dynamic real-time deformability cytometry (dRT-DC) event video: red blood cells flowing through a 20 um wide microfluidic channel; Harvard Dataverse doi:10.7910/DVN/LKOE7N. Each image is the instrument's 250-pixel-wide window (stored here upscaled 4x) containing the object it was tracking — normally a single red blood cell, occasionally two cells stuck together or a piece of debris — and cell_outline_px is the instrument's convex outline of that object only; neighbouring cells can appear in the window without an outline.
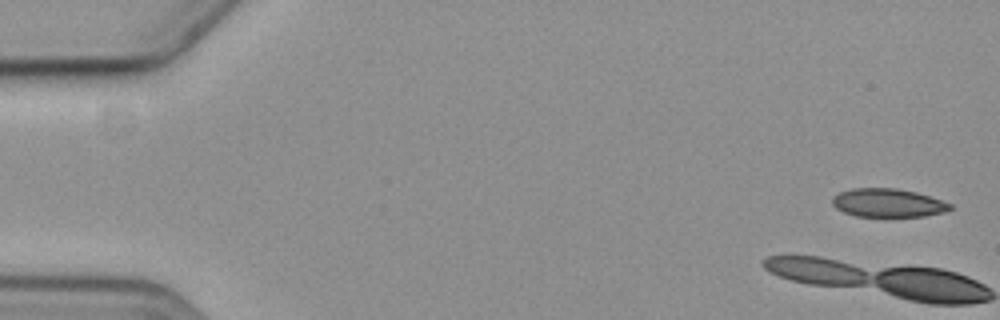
{"species": "common noctule bat (a hibernating species)", "species_latin": "Nyctalus noctula", "temperature_condition": "cold", "stored_images_in_passage": 3, "segment_of_instrument_passage": [2, 2], "camera_frame_rate_fps": 3000, "um_per_image_px": 0.085, "animal": {"sex": "female", "body_mass_g": 19.3, "forearm_length_mm": 54.1}, "frame": {"image": 1, "passage_image": 3, "time_ms": 3.333, "image_size_px": [1000, 320], "cell_outline_px": [[952, 208], [944, 212], [924, 216], [856, 216], [844, 212], [836, 208], [832, 204], [832, 196], [840, 192], [852, 188], [896, 188], [916, 192], [952, 204]], "centroid_in_image_um": [75.44, 17.24], "position_along_channel_um": 9.6, "area_um2": 19.42}}